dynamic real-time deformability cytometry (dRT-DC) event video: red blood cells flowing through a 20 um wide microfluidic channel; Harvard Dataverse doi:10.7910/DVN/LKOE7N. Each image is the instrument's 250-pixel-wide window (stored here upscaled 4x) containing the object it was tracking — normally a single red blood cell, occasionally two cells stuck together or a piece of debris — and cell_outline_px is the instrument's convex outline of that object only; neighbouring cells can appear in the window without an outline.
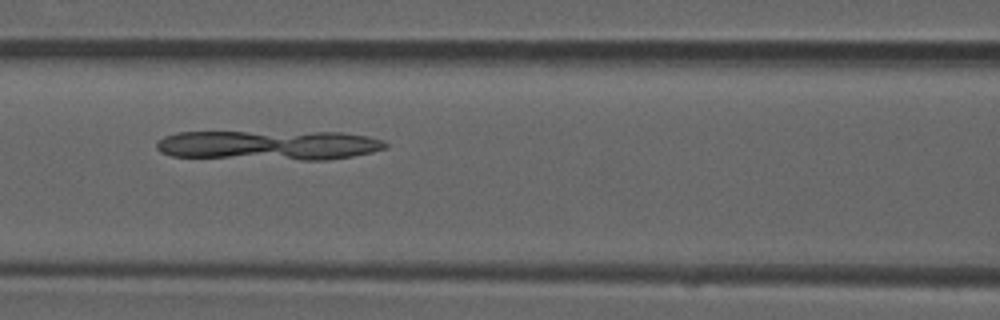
{"species": "common noctule bat (a hibernating species)", "species_latin": "Nyctalus noctula", "temperature_condition": "room temperature", "stored_images_in_passage": 40, "camera_frame_rate_fps": 3000, "um_per_image_px": 0.085, "animal": {"sex": "male", "forearm_length_mm": 52.5}, "frame": {"image": 1, "passage_image": 11, "time_ms": 3.333, "image_size_px": [1000, 320], "cell_outline_px": [[388, 148], [372, 152], [352, 156], [328, 160], [300, 160], [172, 156], [160, 152], [156, 148], [156, 144], [164, 136], [176, 132], [340, 132], [368, 136], [384, 140], [388, 144]], "centroid_in_image_um": [22.89, 12.34], "position_along_channel_um": 143.7, "area_um2": 39.88}}
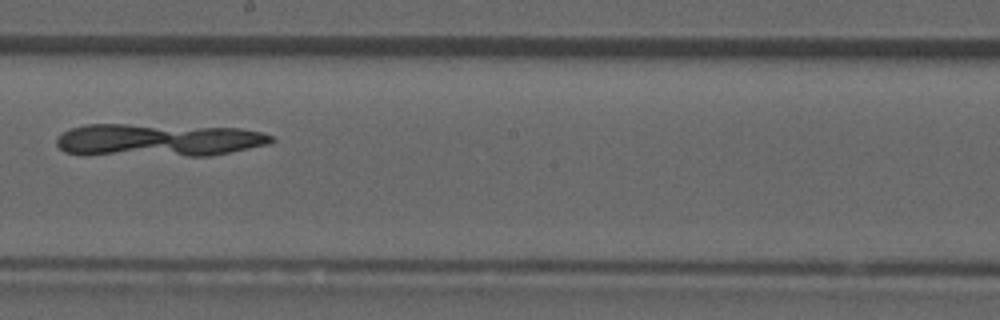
{"frame": {"image": 2, "passage_image": 18, "time_ms": 5.667, "image_size_px": [1000, 320], "cell_outline_px": [[276, 140], [268, 144], [212, 156], [184, 156], [64, 152], [56, 144], [56, 136], [72, 128], [84, 124], [128, 124], [240, 128], [264, 132], [276, 136]], "centroid_in_image_um": [13.57, 11.88], "position_along_channel_um": 234.6, "area_um2": 40.81}}
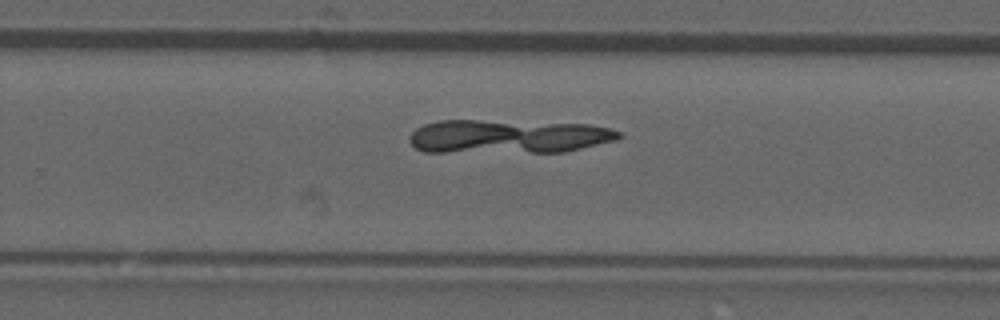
{"frame": {"image": 3, "passage_image": 22, "time_ms": 7.0, "image_size_px": [1000, 320], "cell_outline_px": [[624, 136], [616, 140], [564, 152], [424, 152], [416, 148], [408, 140], [408, 136], [416, 128], [424, 124], [440, 120], [480, 120], [588, 124], [608, 128], [620, 132]], "centroid_in_image_um": [43.16, 11.6], "position_along_channel_um": 286.6, "area_um2": 41.33}}